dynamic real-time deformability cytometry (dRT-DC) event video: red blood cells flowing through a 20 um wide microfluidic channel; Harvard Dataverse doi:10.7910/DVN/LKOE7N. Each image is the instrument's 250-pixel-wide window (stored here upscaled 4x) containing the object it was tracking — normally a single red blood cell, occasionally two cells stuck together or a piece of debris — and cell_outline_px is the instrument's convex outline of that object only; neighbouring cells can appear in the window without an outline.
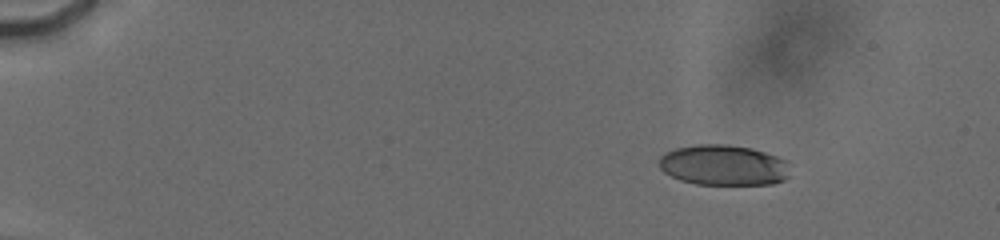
{"species": "human", "species_latin": "Homo sapiens", "temperature_condition": "cold", "stored_images_in_passage": 61, "camera_frame_rate_fps": 3000, "um_per_image_px": 0.085, "donor": {"sex": "male"}, "frame": {"image": 1, "passage_image": 6, "time_ms": 3.0, "image_size_px": [1000, 240], "cell_outline_px": [[788, 176], [784, 180], [772, 184], [696, 184], [680, 180], [664, 172], [660, 168], [660, 156], [664, 152], [676, 148], [696, 144], [728, 144], [752, 148], [788, 160]], "centroid_in_image_um": [61.5, 14.03], "position_along_channel_um": 23.5, "area_um2": 31.04}}
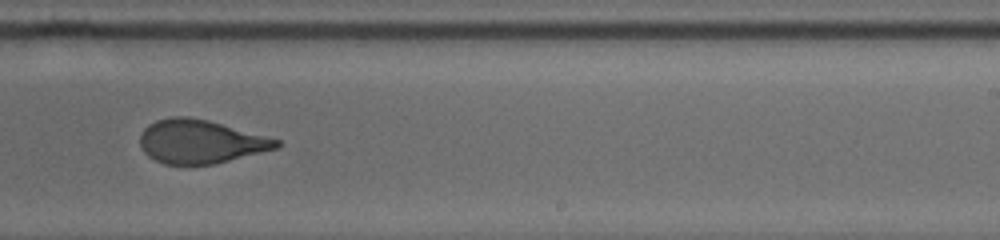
{"frame": {"image": 2, "passage_image": 47, "time_ms": 12.667, "image_size_px": [1000, 240], "cell_outline_px": [[280, 144], [276, 148], [212, 164], [164, 164], [148, 156], [144, 152], [140, 144], [140, 136], [144, 128], [148, 124], [156, 120], [172, 116], [188, 116], [208, 120], [280, 140]], "centroid_in_image_um": [16.98, 12.02], "position_along_channel_um": 272.0, "area_um2": 34.22}}
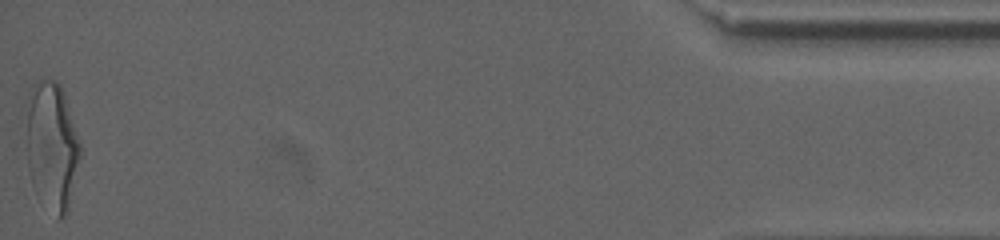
{"frame": {"image": 3, "passage_image": 61, "time_ms": 19.0, "image_size_px": [1000, 240], "cell_outline_px": [[84, 148], [68, 212], [60, 220], [56, 220], [32, 184], [28, 168], [28, 112], [32, 84], [36, 80], [56, 80], [64, 92]], "centroid_in_image_um": [4.5, 12.46], "position_along_channel_um": 430.7, "area_um2": 40.69}, "authors_computed_cell_mechanics": {"area_um2": 35.3736, "velocity_mm_per_s": 3.8101, "shape_relaxation_time_tau1_ms": 5.0006, "shape_relaxation_time_tau2_ms": 1.0832, "deformation_change_tau1": 0.2093, "deformation_change_tau2": 0.0813}}